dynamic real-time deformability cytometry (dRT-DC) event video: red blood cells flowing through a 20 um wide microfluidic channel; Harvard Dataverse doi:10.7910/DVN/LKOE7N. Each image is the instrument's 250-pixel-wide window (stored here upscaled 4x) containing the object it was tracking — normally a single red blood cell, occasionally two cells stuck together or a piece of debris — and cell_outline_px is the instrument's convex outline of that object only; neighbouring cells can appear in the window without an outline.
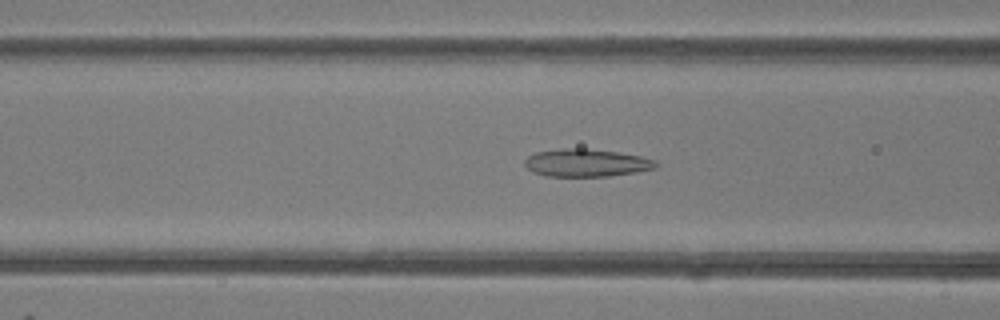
{"species": "common noctule bat (a hibernating species)", "species_latin": "Nyctalus noctula", "temperature_condition": "room temperature", "stored_images_in_passage": 44, "camera_frame_rate_fps": 3000, "um_per_image_px": 0.085, "animal": {"sex": "female"}, "frame": {"image": 1, "passage_image": 16, "time_ms": 5.0, "image_size_px": [1000, 320], "cell_outline_px": [[660, 164], [656, 168], [636, 172], [608, 176], [544, 176], [532, 172], [524, 164], [524, 160], [528, 156], [536, 152], [560, 148], [584, 148], [616, 152], [640, 156], [656, 160]], "centroid_in_image_um": [49.83, 13.84], "position_along_channel_um": 116.8, "area_um2": 21.27}}
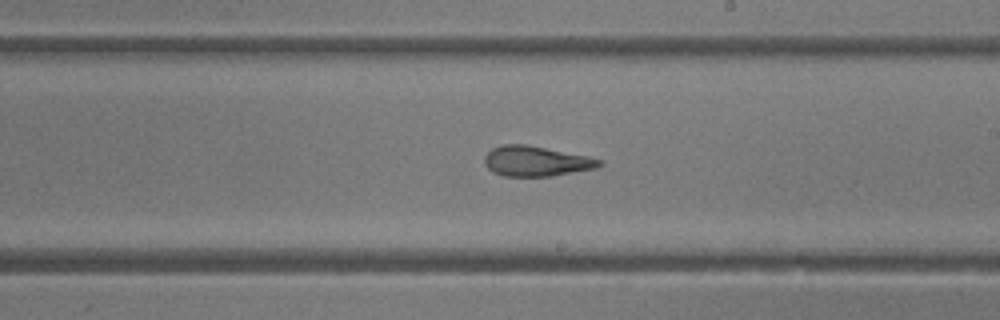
{"frame": {"image": 2, "passage_image": 25, "time_ms": 8.0, "image_size_px": [1000, 320], "cell_outline_px": [[604, 164], [596, 168], [552, 176], [504, 176], [492, 172], [484, 164], [484, 156], [492, 148], [500, 144], [524, 144], [588, 156], [600, 160]], "centroid_in_image_um": [45.53, 13.7], "position_along_channel_um": 243.5, "area_um2": 20.17}}
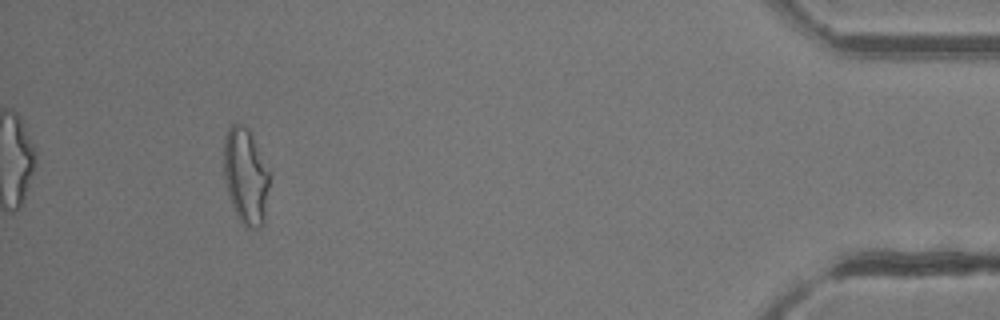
{"frame": {"image": 3, "passage_image": 42, "time_ms": 13.667, "image_size_px": [1000, 320], "cell_outline_px": [[272, 172], [264, 224], [260, 228], [248, 228], [240, 220], [232, 204], [228, 192], [224, 176], [224, 136], [228, 128], [232, 124], [240, 124], [248, 128]], "centroid_in_image_um": [20.94, 14.96], "position_along_channel_um": 414.3, "area_um2": 26.07}}